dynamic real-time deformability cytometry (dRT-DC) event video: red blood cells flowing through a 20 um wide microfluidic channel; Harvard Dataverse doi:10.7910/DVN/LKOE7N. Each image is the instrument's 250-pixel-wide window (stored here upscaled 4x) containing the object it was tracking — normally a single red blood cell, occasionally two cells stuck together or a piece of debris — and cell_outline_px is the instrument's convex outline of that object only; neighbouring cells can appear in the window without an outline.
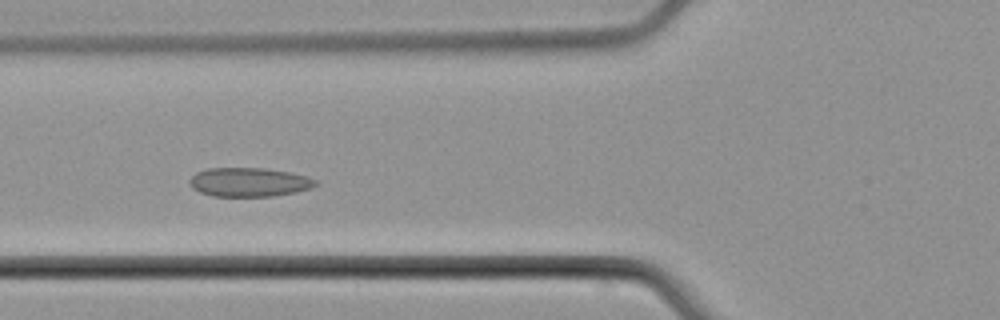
{"species": "common noctule bat (a hibernating species)", "species_latin": "Nyctalus noctula", "temperature_condition": "cold", "stored_images_in_passage": 8, "camera_frame_rate_fps": 3000, "um_per_image_px": 0.085, "animal": {"sex": "male", "body_mass_g": 21.5, "forearm_length_mm": 52.0}, "frame": {"image": 1, "passage_image": 4, "time_ms": 4.0, "image_size_px": [1000, 320], "cell_outline_px": [[320, 184], [312, 188], [296, 192], [272, 196], [212, 196], [200, 192], [192, 188], [188, 180], [196, 172], [208, 168], [264, 168], [288, 172], [308, 176], [320, 180]], "centroid_in_image_um": [21.22, 15.48], "position_along_channel_um": 104.6, "area_um2": 21.5}}
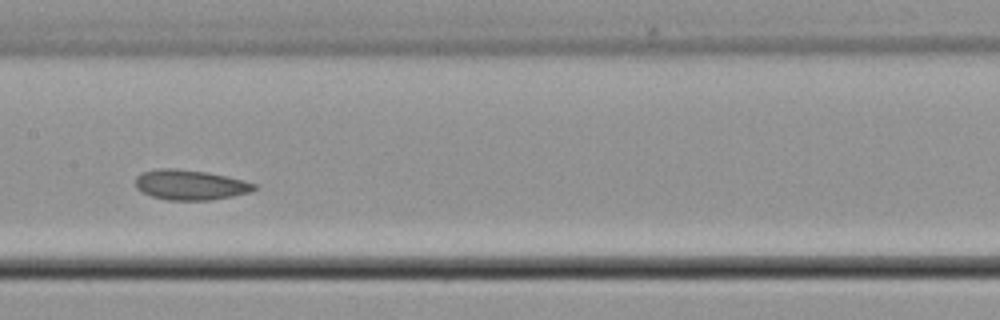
{"frame": {"image": 2, "passage_image": 6, "time_ms": 6.333, "image_size_px": [1000, 320], "cell_outline_px": [[256, 188], [248, 192], [232, 196], [212, 200], [168, 200], [152, 196], [136, 188], [136, 176], [140, 172], [160, 168], [176, 168], [208, 172], [228, 176], [244, 180], [256, 184]], "centroid_in_image_um": [16.16, 15.7], "position_along_channel_um": 191.2, "area_um2": 20.87}}
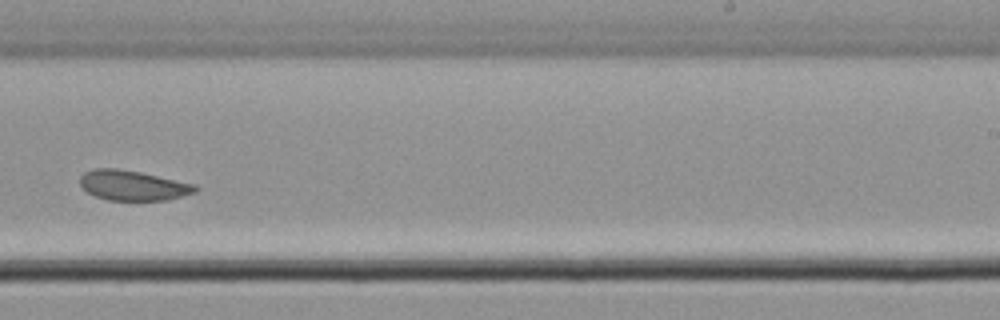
{"frame": {"image": 3, "passage_image": 8, "time_ms": 8.667, "image_size_px": [1000, 320], "cell_outline_px": [[200, 188], [196, 192], [168, 200], [108, 200], [96, 196], [88, 192], [80, 184], [80, 176], [84, 172], [92, 168], [116, 168], [140, 172], [196, 184]], "centroid_in_image_um": [11.32, 15.75], "position_along_channel_um": 277.7, "area_um2": 20.23}}